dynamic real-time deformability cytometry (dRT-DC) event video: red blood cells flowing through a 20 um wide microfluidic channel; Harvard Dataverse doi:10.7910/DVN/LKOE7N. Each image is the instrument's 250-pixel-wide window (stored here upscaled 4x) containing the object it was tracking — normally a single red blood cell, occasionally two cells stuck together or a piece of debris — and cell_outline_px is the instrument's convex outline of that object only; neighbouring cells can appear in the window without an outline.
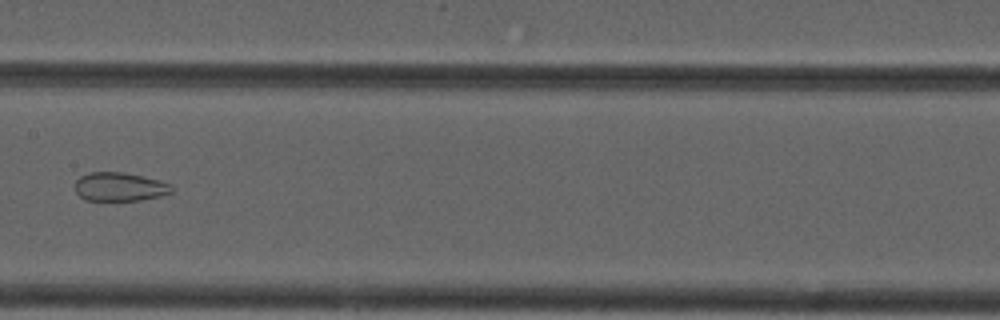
{"species": "common noctule bat (a hibernating species)", "species_latin": "Nyctalus noctula", "temperature_condition": "cold", "stored_images_in_passage": 9, "camera_frame_rate_fps": 3000, "um_per_image_px": 0.085, "animal": {"sex": "male", "forearm_length_mm": 52.5}, "frame": {"image": 1, "passage_image": 7, "time_ms": 8.333, "image_size_px": [1000, 320], "cell_outline_px": [[172, 192], [160, 196], [140, 200], [84, 200], [76, 192], [76, 180], [80, 176], [88, 172], [124, 172], [160, 180], [172, 184]], "centroid_in_image_um": [10.18, 15.87], "position_along_channel_um": 197.2, "area_um2": 16.18}}